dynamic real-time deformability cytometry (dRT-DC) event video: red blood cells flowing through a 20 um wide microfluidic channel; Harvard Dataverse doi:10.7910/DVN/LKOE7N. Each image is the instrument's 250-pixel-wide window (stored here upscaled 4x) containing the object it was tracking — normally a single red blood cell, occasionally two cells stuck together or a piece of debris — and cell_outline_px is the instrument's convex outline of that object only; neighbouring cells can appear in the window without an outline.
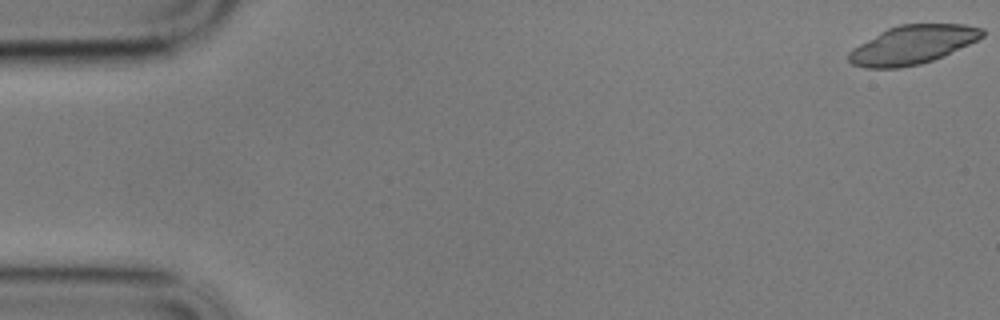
{"species": "common noctule bat (a hibernating species)", "species_latin": "Nyctalus noctula", "temperature_condition": "cold", "stored_images_in_passage": 58, "camera_frame_rate_fps": 3000, "um_per_image_px": 0.085, "animal": {"sex": "male", "body_mass_g": 17.9}, "frame": {"image": 1, "passage_image": 1, "time_ms": 0.0, "image_size_px": [1000, 320], "cell_outline_px": [[984, 36], [944, 56], [920, 64], [900, 68], [864, 68], [852, 64], [848, 60], [848, 52], [852, 48], [880, 32], [888, 28], [900, 24], [964, 24], [984, 28]], "centroid_in_image_um": [77.55, 3.81], "position_along_channel_um": 7.5, "area_um2": 30.06}}